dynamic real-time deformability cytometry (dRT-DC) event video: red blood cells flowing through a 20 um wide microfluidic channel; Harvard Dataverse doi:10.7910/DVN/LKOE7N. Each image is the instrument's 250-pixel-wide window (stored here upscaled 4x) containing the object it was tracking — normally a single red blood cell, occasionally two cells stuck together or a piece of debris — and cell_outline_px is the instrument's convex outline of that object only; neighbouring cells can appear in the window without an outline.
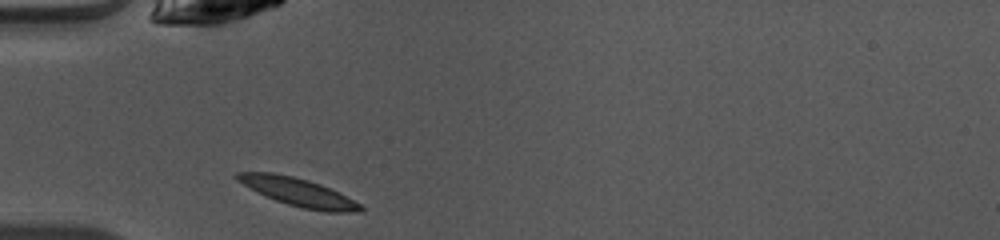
{"species": "common noctule bat (a hibernating species)", "species_latin": "Nyctalus noctula", "temperature_condition": "warm", "stored_images_in_passage": 35, "camera_frame_rate_fps": 3000, "um_per_image_px": 0.085, "animal": {"sex": "female", "body_mass_g": 10.0, "forearm_length_mm": 53.1}, "frame": {"image": 1, "passage_image": 1, "time_ms": 0.0, "image_size_px": [1000, 240], "cell_outline_px": [[364, 208], [360, 212], [328, 212], [304, 208], [288, 204], [276, 200], [236, 180], [232, 176], [236, 172], [272, 172], [292, 176], [308, 180], [320, 184], [360, 204]], "centroid_in_image_um": [25.32, 16.32], "position_along_channel_um": 59.7, "area_um2": 19.59}}
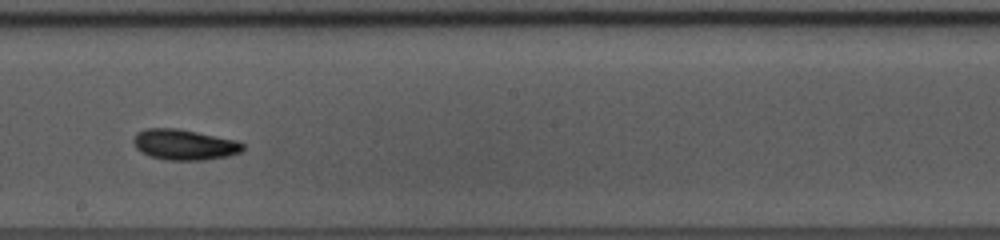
{"frame": {"image": 2, "passage_image": 14, "time_ms": 4.333, "image_size_px": [1000, 240], "cell_outline_px": [[244, 148], [240, 152], [228, 156], [204, 160], [168, 160], [152, 156], [140, 152], [136, 148], [132, 140], [136, 132], [144, 128], [176, 128], [236, 140], [244, 144]], "centroid_in_image_um": [15.64, 12.29], "position_along_channel_um": 232.6, "area_um2": 19.48}}
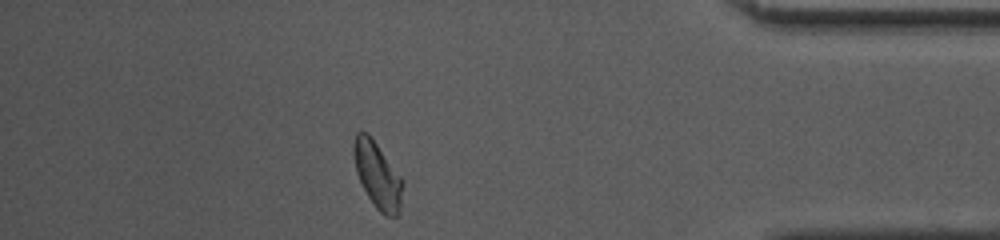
{"frame": {"image": 3, "passage_image": 29, "time_ms": 9.333, "image_size_px": [1000, 240], "cell_outline_px": [[404, 184], [400, 212], [396, 216], [384, 216], [376, 208], [368, 196], [356, 172], [352, 152], [352, 144], [356, 132], [368, 132], [404, 180]], "centroid_in_image_um": [32.1, 14.88], "position_along_channel_um": 403.1, "area_um2": 19.19}, "authors_computed_cell_mechanics": {"area_um2": 18.8428, "velocity_mm_per_s": 4.0732, "shape_relaxation_time_tau1_ms": 2.7533, "shape_relaxation_time_tau2_ms": 2.4015, "deformation_change_tau1": 0.125, "deformation_change_tau2": 0.0789}}